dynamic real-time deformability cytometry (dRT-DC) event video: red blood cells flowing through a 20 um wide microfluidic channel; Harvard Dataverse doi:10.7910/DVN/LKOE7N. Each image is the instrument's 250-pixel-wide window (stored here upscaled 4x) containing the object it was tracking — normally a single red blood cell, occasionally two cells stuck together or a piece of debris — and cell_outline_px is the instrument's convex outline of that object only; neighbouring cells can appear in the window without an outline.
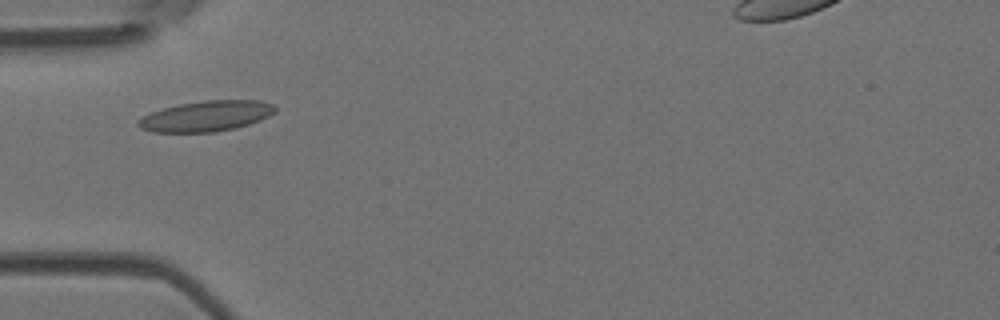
{"species": "Egyptian fruit bat (a non-hibernating species)", "species_latin": "Rousettus aegyptiacus", "temperature_condition": "room temperature", "stored_images_in_passage": 3, "camera_frame_rate_fps": 3000, "um_per_image_px": 0.085, "animal": {"sex": "female"}, "frame": {"image": 1, "passage_image": 3, "time_ms": 2.0, "image_size_px": [1000, 320], "cell_outline_px": [[276, 112], [260, 120], [236, 128], [212, 132], [152, 132], [140, 128], [136, 124], [136, 120], [152, 112], [164, 108], [180, 104], [204, 100], [260, 100], [272, 104], [276, 108]], "centroid_in_image_um": [17.52, 9.87], "position_along_channel_um": 67.5, "area_um2": 24.33}}